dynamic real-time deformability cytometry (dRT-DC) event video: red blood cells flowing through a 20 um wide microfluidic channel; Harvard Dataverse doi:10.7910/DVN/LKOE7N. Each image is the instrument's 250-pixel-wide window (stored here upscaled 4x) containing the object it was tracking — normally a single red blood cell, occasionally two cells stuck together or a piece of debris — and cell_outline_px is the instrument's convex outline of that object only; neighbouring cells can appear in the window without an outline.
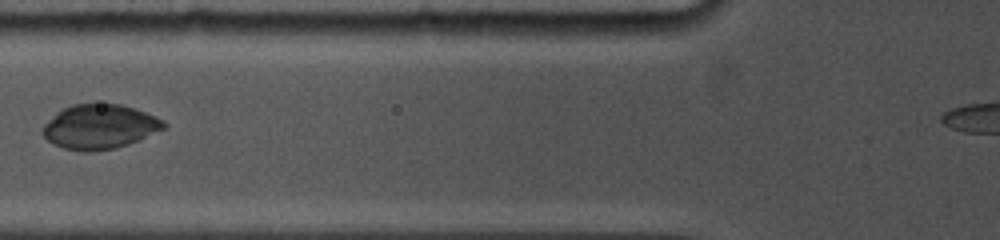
{"species": "common noctule bat (a hibernating species)", "species_latin": "Nyctalus noctula", "temperature_condition": "cold", "stored_images_in_passage": 19, "camera_frame_rate_fps": 5000, "um_per_image_px": 0.085, "animal": {"sex": "female", "body_mass_g": 19.0, "forearm_length_mm": 53.3}, "frame": {"image": 1, "passage_image": 16, "time_ms": 4.6, "image_size_px": [1000, 240], "cell_outline_px": [[168, 124], [164, 128], [136, 140], [116, 148], [88, 152], [84, 152], [64, 148], [52, 144], [40, 132], [44, 124], [56, 112], [72, 104], [120, 104], [136, 108], [156, 116], [164, 120]], "centroid_in_image_um": [8.44, 10.76], "position_along_channel_um": 117.4, "area_um2": 31.33}}
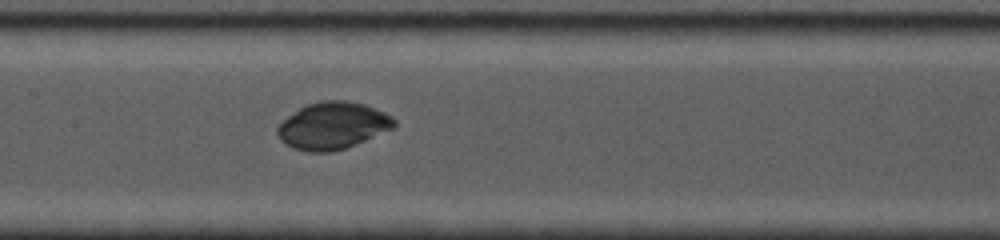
{"frame": {"image": 2, "passage_image": 19, "time_ms": 6.2, "image_size_px": [1000, 240], "cell_outline_px": [[396, 128], [344, 148], [332, 152], [308, 152], [292, 148], [280, 140], [276, 132], [276, 128], [288, 116], [300, 108], [308, 104], [320, 100], [344, 100], [364, 104], [384, 112], [392, 116], [396, 120]], "centroid_in_image_um": [28.29, 10.68], "position_along_channel_um": 179.1, "area_um2": 32.02}}